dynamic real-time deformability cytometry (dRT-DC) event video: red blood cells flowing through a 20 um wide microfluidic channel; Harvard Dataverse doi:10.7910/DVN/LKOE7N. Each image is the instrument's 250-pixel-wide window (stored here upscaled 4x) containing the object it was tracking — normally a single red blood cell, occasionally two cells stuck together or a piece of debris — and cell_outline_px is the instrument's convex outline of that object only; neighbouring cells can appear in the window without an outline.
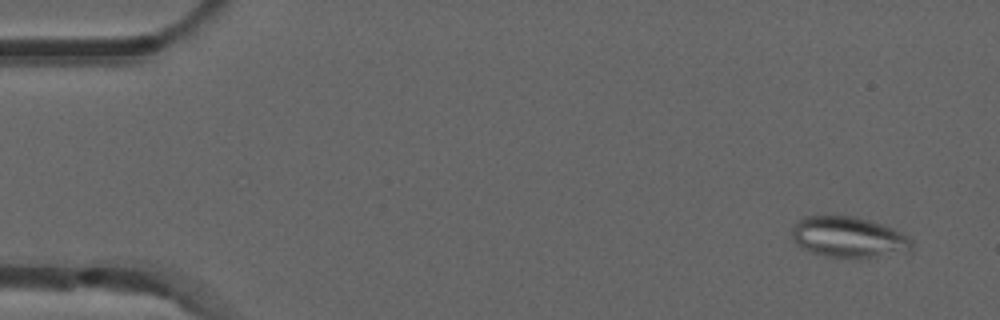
{"species": "common noctule bat (a hibernating species)", "species_latin": "Nyctalus noctula", "temperature_condition": "room temperature", "stored_images_in_passage": 32, "camera_frame_rate_fps": 3000, "um_per_image_px": 0.085, "animal": {"sex": "male", "forearm_length_mm": 52.5}, "frame": {"image": 1, "passage_image": 3, "time_ms": 0.667, "image_size_px": [1000, 320], "cell_outline_px": [[912, 248], [904, 252], [860, 260], [824, 256], [800, 248], [792, 240], [792, 224], [804, 216], [852, 216], [884, 224], [908, 236], [912, 240]], "centroid_in_image_um": [72.1, 20.18], "position_along_channel_um": 12.9, "area_um2": 29.13}}
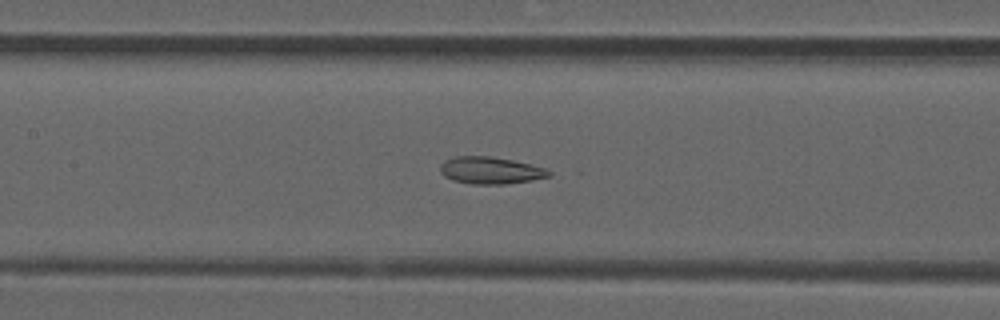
{"frame": {"image": 2, "passage_image": 24, "time_ms": 7.667, "image_size_px": [1000, 320], "cell_outline_px": [[552, 176], [532, 180], [504, 184], [472, 184], [452, 180], [444, 176], [440, 172], [440, 164], [444, 160], [456, 156], [488, 156], [512, 160], [532, 164], [544, 168], [552, 172]], "centroid_in_image_um": [41.69, 14.48], "position_along_channel_um": 165.7, "area_um2": 17.22}}
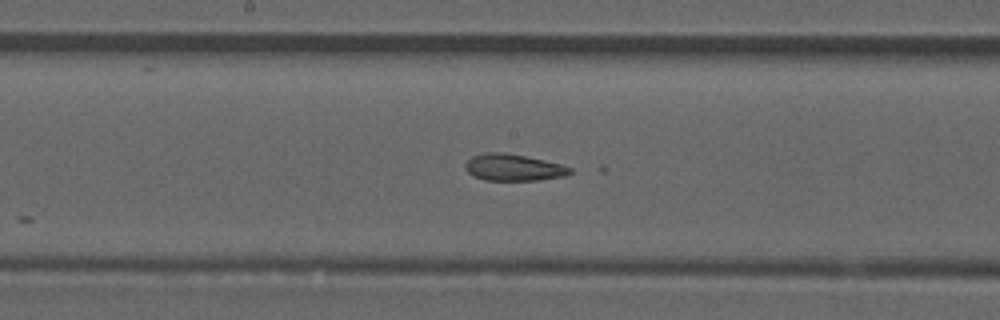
{"frame": {"image": 3, "passage_image": 27, "time_ms": 8.667, "image_size_px": [1000, 320], "cell_outline_px": [[572, 172], [564, 176], [536, 180], [484, 180], [472, 176], [464, 168], [464, 164], [472, 156], [484, 152], [504, 152], [544, 160], [560, 164], [572, 168]], "centroid_in_image_um": [43.59, 14.23], "position_along_channel_um": 204.6, "area_um2": 16.3}}